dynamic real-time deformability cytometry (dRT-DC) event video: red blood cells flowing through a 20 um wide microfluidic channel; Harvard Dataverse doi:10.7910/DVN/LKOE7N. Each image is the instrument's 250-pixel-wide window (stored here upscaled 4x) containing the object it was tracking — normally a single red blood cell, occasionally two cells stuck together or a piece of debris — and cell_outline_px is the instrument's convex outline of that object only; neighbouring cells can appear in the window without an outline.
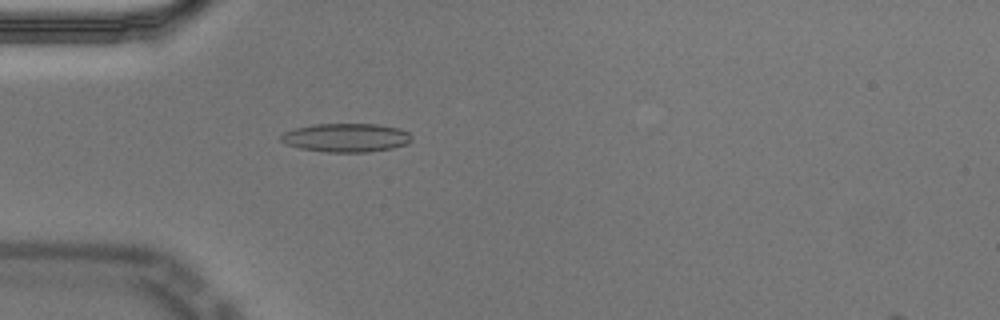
{"species": "Egyptian fruit bat (a non-hibernating species)", "species_latin": "Rousettus aegyptiacus", "temperature_condition": "cold", "stored_images_in_passage": 57, "camera_frame_rate_fps": 3000, "um_per_image_px": 0.085, "animal": {"sex": "male"}, "frame": {"image": 1, "passage_image": 17, "time_ms": 5.333, "image_size_px": [1000, 320], "cell_outline_px": [[412, 140], [408, 144], [392, 148], [368, 152], [324, 152], [300, 148], [288, 144], [280, 140], [280, 136], [284, 132], [296, 128], [312, 124], [380, 124], [400, 128], [408, 132], [412, 136]], "centroid_in_image_um": [29.46, 11.7], "position_along_channel_um": 55.5, "area_um2": 21.96}}
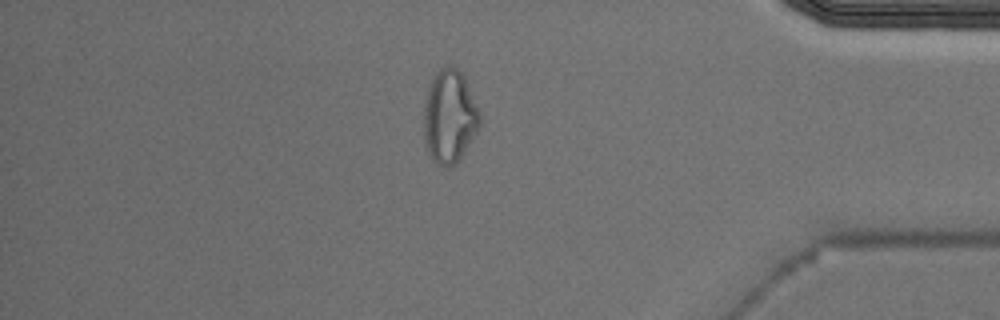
{"frame": {"image": 2, "passage_image": 49, "time_ms": 16.0, "image_size_px": [1000, 320], "cell_outline_px": [[480, 124], [476, 132], [460, 160], [456, 164], [448, 168], [436, 164], [432, 160], [424, 144], [424, 108], [428, 88], [436, 72], [440, 68], [448, 64], [452, 64], [464, 76], [480, 112]], "centroid_in_image_um": [38.2, 9.93], "position_along_channel_um": 397.0, "area_um2": 30.63}}
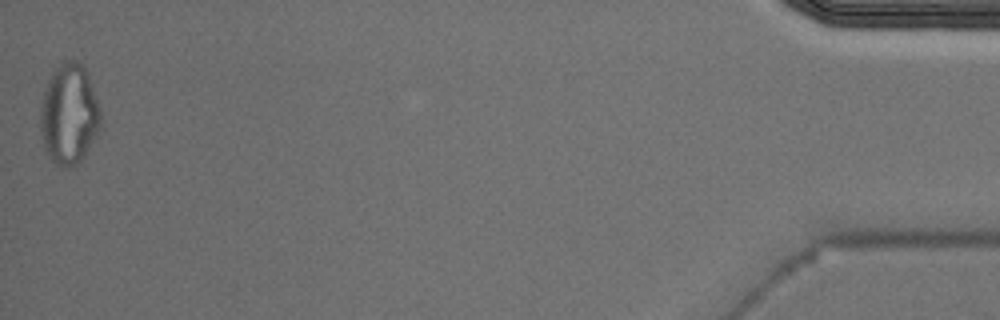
{"frame": {"image": 3, "passage_image": 57, "time_ms": 18.667, "image_size_px": [1000, 320], "cell_outline_px": [[100, 124], [96, 136], [84, 156], [76, 164], [68, 168], [64, 168], [56, 164], [52, 160], [44, 144], [40, 128], [40, 108], [44, 92], [48, 80], [52, 72], [64, 60], [76, 60], [84, 68], [88, 76], [100, 112]], "centroid_in_image_um": [5.85, 9.71], "position_along_channel_um": 429.3, "area_um2": 34.68}, "authors_computed_cell_mechanics": {"area_um2": 20.7502, "velocity_mm_per_s": 3.5307, "shape_relaxation_time_tau1_ms": null, "shape_relaxation_time_tau2_ms": 4.4218, "deformation_change_tau1": null, "deformation_change_tau2": 0.1301}}